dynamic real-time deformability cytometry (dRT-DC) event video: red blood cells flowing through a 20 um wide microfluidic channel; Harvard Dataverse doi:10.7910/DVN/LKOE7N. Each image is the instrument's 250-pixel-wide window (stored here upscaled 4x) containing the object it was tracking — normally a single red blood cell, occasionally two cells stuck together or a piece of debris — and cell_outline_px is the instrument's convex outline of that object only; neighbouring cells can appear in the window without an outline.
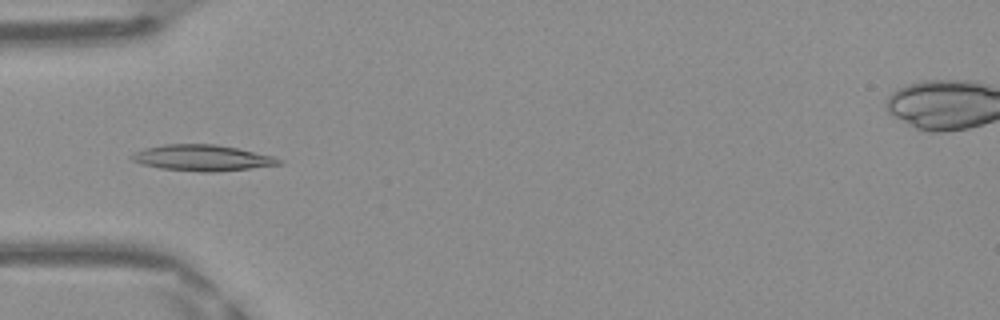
{"species": "Egyptian fruit bat (a non-hibernating species)", "species_latin": "Rousettus aegyptiacus", "temperature_condition": "warm", "stored_images_in_passage": 48, "camera_frame_rate_fps": 3000, "um_per_image_px": 0.085, "frame": {"image": 1, "passage_image": 15, "time_ms": 4.667, "image_size_px": [1000, 320], "cell_outline_px": [[284, 164], [216, 172], [200, 172], [160, 168], [140, 164], [132, 160], [128, 156], [144, 148], [164, 144], [216, 144], [236, 148], [272, 156], [284, 160]], "centroid_in_image_um": [17.18, 13.42], "position_along_channel_um": 67.8, "area_um2": 22.37}}
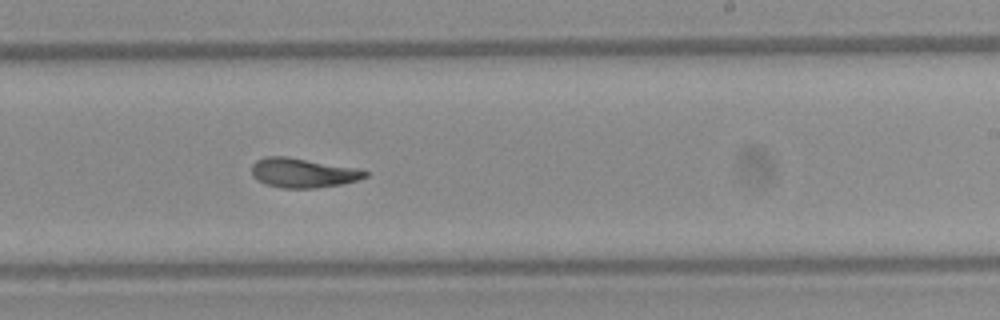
{"frame": {"image": 2, "passage_image": 29, "time_ms": 9.333, "image_size_px": [1000, 320], "cell_outline_px": [[368, 176], [356, 180], [340, 184], [316, 188], [284, 188], [264, 184], [256, 180], [252, 176], [252, 164], [256, 160], [264, 156], [288, 156], [356, 168], [368, 172]], "centroid_in_image_um": [25.69, 14.68], "position_along_channel_um": 263.3, "area_um2": 19.54}}
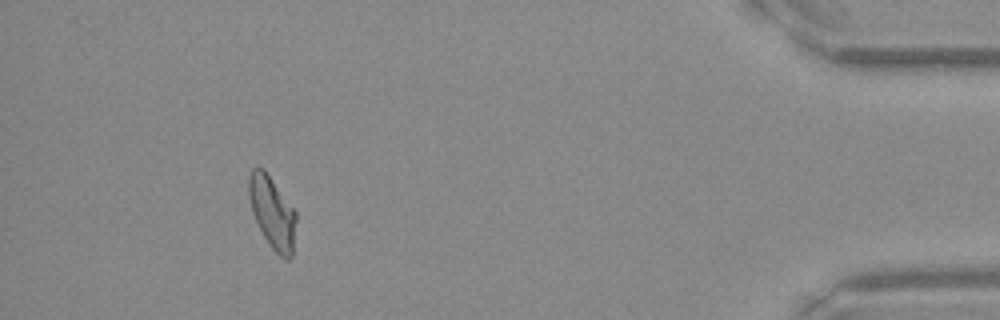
{"frame": {"image": 3, "passage_image": 44, "time_ms": 14.333, "image_size_px": [1000, 320], "cell_outline_px": [[296, 220], [292, 256], [288, 260], [284, 260], [268, 244], [252, 212], [248, 196], [248, 176], [252, 168], [264, 168], [296, 212]], "centroid_in_image_um": [23.13, 18.06], "position_along_channel_um": 412.1, "area_um2": 19.77}, "authors_computed_cell_mechanics": {"area_um2": 20.2878, "velocity_mm_per_s": 4.1805, "shape_relaxation_time_tau1_ms": 7.8032, "shape_relaxation_time_tau2_ms": 1.5484, "deformation_change_tau1": 0.2344, "deformation_change_tau2": 0.0704}}